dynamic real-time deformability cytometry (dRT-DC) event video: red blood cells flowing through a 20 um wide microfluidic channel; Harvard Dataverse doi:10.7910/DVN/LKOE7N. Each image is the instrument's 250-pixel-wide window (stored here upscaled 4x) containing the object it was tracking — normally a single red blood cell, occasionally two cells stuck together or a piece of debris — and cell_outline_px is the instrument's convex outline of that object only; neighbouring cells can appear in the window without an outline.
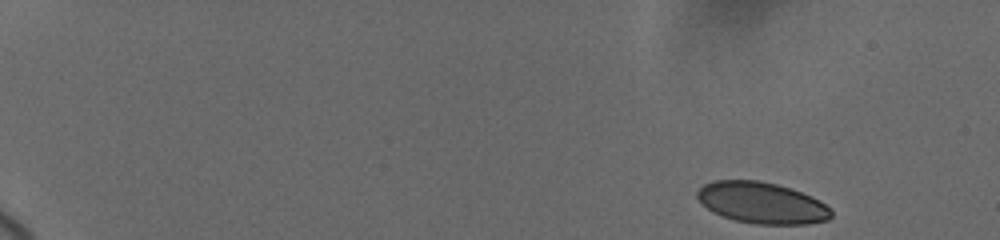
{"species": "human", "species_latin": "Homo sapiens", "temperature_condition": "cold", "stored_images_in_passage": 37, "camera_frame_rate_fps": 3000, "um_per_image_px": 0.085, "donor": {"sex": "female"}, "frame": {"image": 1, "passage_image": 1, "time_ms": 0.0, "image_size_px": [1000, 240], "cell_outline_px": [[832, 216], [828, 220], [808, 224], [756, 224], [736, 220], [712, 212], [700, 204], [696, 196], [696, 192], [704, 184], [712, 180], [756, 180], [776, 184], [800, 192], [824, 204], [832, 212]], "centroid_in_image_um": [64.69, 17.24], "position_along_channel_um": 20.3, "area_um2": 32.02}}
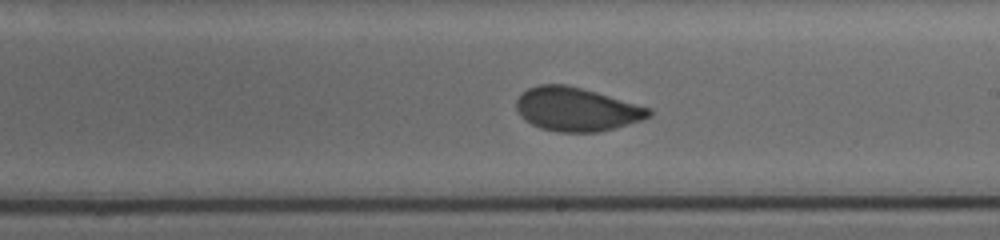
{"frame": {"image": 2, "passage_image": 24, "time_ms": 10.333, "image_size_px": [1000, 240], "cell_outline_px": [[652, 116], [640, 120], [612, 128], [596, 132], [556, 132], [540, 128], [524, 120], [520, 116], [516, 108], [516, 100], [528, 88], [540, 84], [564, 84], [596, 92], [652, 108]], "centroid_in_image_um": [48.99, 9.29], "position_along_channel_um": 240.0, "area_um2": 33.52}}
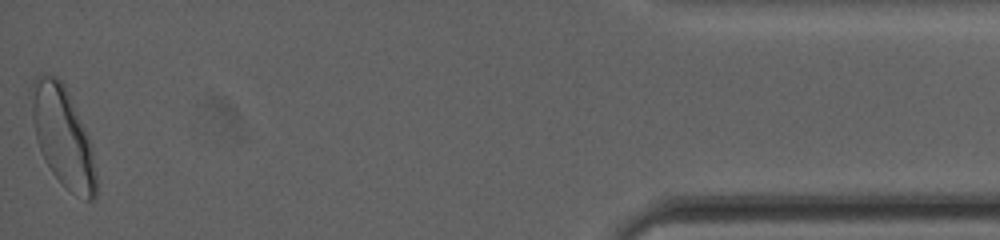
{"frame": {"image": 3, "passage_image": 37, "time_ms": 17.333, "image_size_px": [1000, 240], "cell_outline_px": [[96, 196], [92, 200], [84, 200], [72, 192], [52, 172], [44, 160], [36, 140], [32, 116], [28, 88], [32, 80], [36, 76], [56, 76], [64, 84], [68, 92], [92, 144], [96, 172]], "centroid_in_image_um": [5.32, 11.58], "position_along_channel_um": 429.9, "area_um2": 37.63}, "authors_computed_cell_mechanics": {"area_um2": 34.0442, "velocity_mm_per_s": 3.6781, "shape_relaxation_time_tau1_ms": 5.7571, "shape_relaxation_time_tau2_ms": 0.7004, "deformation_change_tau1": 0.1246, "deformation_change_tau2": 0.0443}}